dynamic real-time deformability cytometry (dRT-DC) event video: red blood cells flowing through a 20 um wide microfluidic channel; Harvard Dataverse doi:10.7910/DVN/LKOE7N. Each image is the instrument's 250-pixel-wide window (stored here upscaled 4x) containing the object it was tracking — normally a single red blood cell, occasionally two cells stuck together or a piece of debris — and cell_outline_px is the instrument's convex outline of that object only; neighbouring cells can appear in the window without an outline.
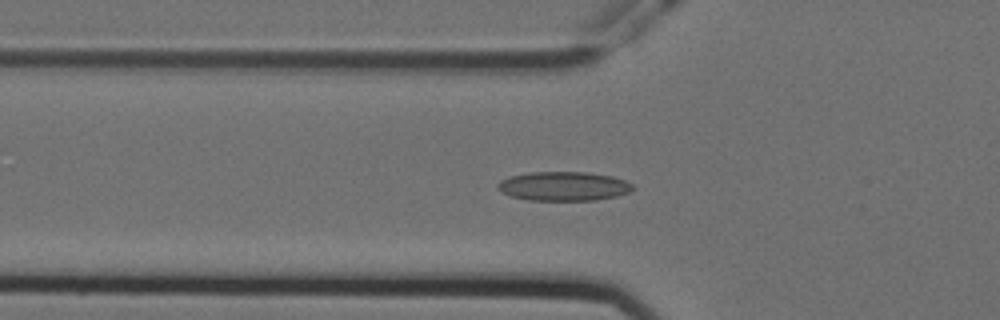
{"species": "Egyptian fruit bat (a non-hibernating species)", "species_latin": "Rousettus aegyptiacus", "temperature_condition": "cold", "stored_images_in_passage": 39, "camera_frame_rate_fps": 3000, "um_per_image_px": 0.085, "animal": {"sex": "female"}, "frame": {"image": 1, "passage_image": 2, "time_ms": 0.333, "image_size_px": [1000, 320], "cell_outline_px": [[636, 188], [628, 192], [616, 196], [596, 200], [528, 200], [512, 196], [496, 188], [496, 184], [500, 180], [508, 176], [528, 172], [588, 172], [612, 176], [624, 180], [632, 184]], "centroid_in_image_um": [47.89, 15.82], "position_along_channel_um": 77.9, "area_um2": 23.0}}
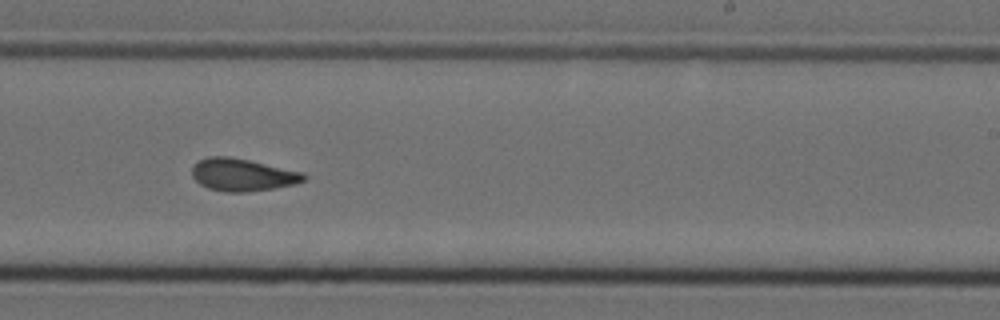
{"frame": {"image": 2, "passage_image": 18, "time_ms": 5.667, "image_size_px": [1000, 320], "cell_outline_px": [[308, 176], [304, 180], [296, 184], [248, 192], [224, 192], [208, 188], [200, 184], [192, 176], [192, 168], [200, 160], [208, 156], [228, 156], [248, 160], [304, 172]], "centroid_in_image_um": [20.63, 14.86], "position_along_channel_um": 268.4, "area_um2": 21.1}}
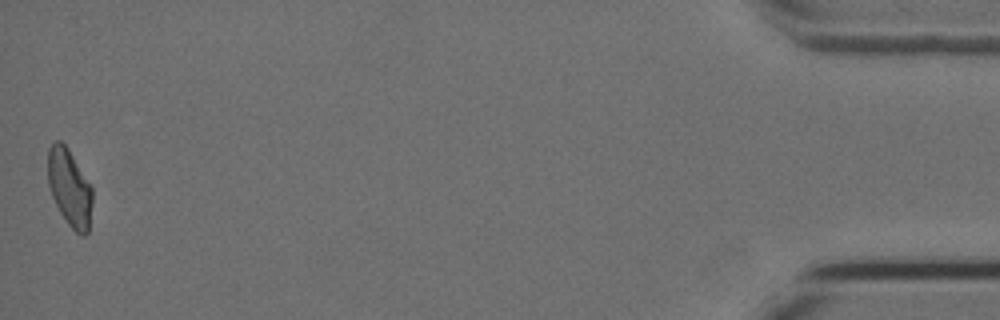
{"frame": {"image": 3, "passage_image": 39, "time_ms": 12.667, "image_size_px": [1000, 320], "cell_outline_px": [[92, 204], [88, 232], [84, 236], [80, 236], [68, 224], [60, 212], [52, 196], [48, 184], [48, 148], [56, 140], [60, 140], [68, 148], [92, 188]], "centroid_in_image_um": [5.91, 15.97], "position_along_channel_um": 429.3, "area_um2": 19.88}, "authors_computed_cell_mechanics": {"area_um2": 20.6346, "velocity_mm_per_s": 3.5526, "shape_relaxation_time_tau1_ms": null, "shape_relaxation_time_tau2_ms": 2.3825, "deformation_change_tau1": null, "deformation_change_tau2": 0.0897}}